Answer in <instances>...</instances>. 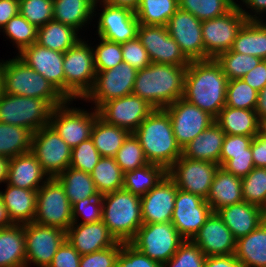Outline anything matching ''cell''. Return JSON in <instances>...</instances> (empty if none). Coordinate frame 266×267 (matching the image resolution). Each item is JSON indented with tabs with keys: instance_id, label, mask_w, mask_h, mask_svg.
<instances>
[{
	"instance_id": "cell-59",
	"label": "cell",
	"mask_w": 266,
	"mask_h": 267,
	"mask_svg": "<svg viewBox=\"0 0 266 267\" xmlns=\"http://www.w3.org/2000/svg\"><path fill=\"white\" fill-rule=\"evenodd\" d=\"M81 255L65 239L48 267H79Z\"/></svg>"
},
{
	"instance_id": "cell-62",
	"label": "cell",
	"mask_w": 266,
	"mask_h": 267,
	"mask_svg": "<svg viewBox=\"0 0 266 267\" xmlns=\"http://www.w3.org/2000/svg\"><path fill=\"white\" fill-rule=\"evenodd\" d=\"M240 1H242V3L241 2L240 4L236 3V5L238 6L239 10L245 15L247 20H263L262 13L266 14V0H240ZM245 6L246 8H244ZM248 9L250 12L248 11Z\"/></svg>"
},
{
	"instance_id": "cell-10",
	"label": "cell",
	"mask_w": 266,
	"mask_h": 267,
	"mask_svg": "<svg viewBox=\"0 0 266 267\" xmlns=\"http://www.w3.org/2000/svg\"><path fill=\"white\" fill-rule=\"evenodd\" d=\"M71 100L61 106L54 107L50 115L49 125L60 135L70 148L91 138L96 118L99 116L95 108L89 110L70 107ZM94 109V110H93Z\"/></svg>"
},
{
	"instance_id": "cell-15",
	"label": "cell",
	"mask_w": 266,
	"mask_h": 267,
	"mask_svg": "<svg viewBox=\"0 0 266 267\" xmlns=\"http://www.w3.org/2000/svg\"><path fill=\"white\" fill-rule=\"evenodd\" d=\"M164 110L171 118L173 133L181 149L215 122L213 116L184 98L176 100Z\"/></svg>"
},
{
	"instance_id": "cell-4",
	"label": "cell",
	"mask_w": 266,
	"mask_h": 267,
	"mask_svg": "<svg viewBox=\"0 0 266 267\" xmlns=\"http://www.w3.org/2000/svg\"><path fill=\"white\" fill-rule=\"evenodd\" d=\"M102 221L116 241L129 243L143 225L141 197L124 189L103 194Z\"/></svg>"
},
{
	"instance_id": "cell-38",
	"label": "cell",
	"mask_w": 266,
	"mask_h": 267,
	"mask_svg": "<svg viewBox=\"0 0 266 267\" xmlns=\"http://www.w3.org/2000/svg\"><path fill=\"white\" fill-rule=\"evenodd\" d=\"M56 179L61 183L71 206L89 197H98L94 181L89 173L68 167Z\"/></svg>"
},
{
	"instance_id": "cell-42",
	"label": "cell",
	"mask_w": 266,
	"mask_h": 267,
	"mask_svg": "<svg viewBox=\"0 0 266 267\" xmlns=\"http://www.w3.org/2000/svg\"><path fill=\"white\" fill-rule=\"evenodd\" d=\"M178 8V0H140L135 14L139 24L166 26Z\"/></svg>"
},
{
	"instance_id": "cell-3",
	"label": "cell",
	"mask_w": 266,
	"mask_h": 267,
	"mask_svg": "<svg viewBox=\"0 0 266 267\" xmlns=\"http://www.w3.org/2000/svg\"><path fill=\"white\" fill-rule=\"evenodd\" d=\"M149 163L168 170L181 156L171 118L164 109H154L133 132Z\"/></svg>"
},
{
	"instance_id": "cell-35",
	"label": "cell",
	"mask_w": 266,
	"mask_h": 267,
	"mask_svg": "<svg viewBox=\"0 0 266 267\" xmlns=\"http://www.w3.org/2000/svg\"><path fill=\"white\" fill-rule=\"evenodd\" d=\"M247 20L237 34L231 50L266 60V22Z\"/></svg>"
},
{
	"instance_id": "cell-69",
	"label": "cell",
	"mask_w": 266,
	"mask_h": 267,
	"mask_svg": "<svg viewBox=\"0 0 266 267\" xmlns=\"http://www.w3.org/2000/svg\"><path fill=\"white\" fill-rule=\"evenodd\" d=\"M3 93V60H0V95Z\"/></svg>"
},
{
	"instance_id": "cell-12",
	"label": "cell",
	"mask_w": 266,
	"mask_h": 267,
	"mask_svg": "<svg viewBox=\"0 0 266 267\" xmlns=\"http://www.w3.org/2000/svg\"><path fill=\"white\" fill-rule=\"evenodd\" d=\"M31 152L49 178H56L70 167L72 148L50 125L33 133Z\"/></svg>"
},
{
	"instance_id": "cell-30",
	"label": "cell",
	"mask_w": 266,
	"mask_h": 267,
	"mask_svg": "<svg viewBox=\"0 0 266 267\" xmlns=\"http://www.w3.org/2000/svg\"><path fill=\"white\" fill-rule=\"evenodd\" d=\"M98 5V0H53V20L80 32L96 18Z\"/></svg>"
},
{
	"instance_id": "cell-31",
	"label": "cell",
	"mask_w": 266,
	"mask_h": 267,
	"mask_svg": "<svg viewBox=\"0 0 266 267\" xmlns=\"http://www.w3.org/2000/svg\"><path fill=\"white\" fill-rule=\"evenodd\" d=\"M244 201L242 196V180L219 167L206 198L213 212L222 207Z\"/></svg>"
},
{
	"instance_id": "cell-37",
	"label": "cell",
	"mask_w": 266,
	"mask_h": 267,
	"mask_svg": "<svg viewBox=\"0 0 266 267\" xmlns=\"http://www.w3.org/2000/svg\"><path fill=\"white\" fill-rule=\"evenodd\" d=\"M129 134L126 129L108 124L98 116L92 129L91 139L101 157L114 158Z\"/></svg>"
},
{
	"instance_id": "cell-61",
	"label": "cell",
	"mask_w": 266,
	"mask_h": 267,
	"mask_svg": "<svg viewBox=\"0 0 266 267\" xmlns=\"http://www.w3.org/2000/svg\"><path fill=\"white\" fill-rule=\"evenodd\" d=\"M242 79L256 91L266 86V60H261L256 67L246 73Z\"/></svg>"
},
{
	"instance_id": "cell-22",
	"label": "cell",
	"mask_w": 266,
	"mask_h": 267,
	"mask_svg": "<svg viewBox=\"0 0 266 267\" xmlns=\"http://www.w3.org/2000/svg\"><path fill=\"white\" fill-rule=\"evenodd\" d=\"M178 188L166 175L154 188L141 196L143 224L171 222Z\"/></svg>"
},
{
	"instance_id": "cell-45",
	"label": "cell",
	"mask_w": 266,
	"mask_h": 267,
	"mask_svg": "<svg viewBox=\"0 0 266 267\" xmlns=\"http://www.w3.org/2000/svg\"><path fill=\"white\" fill-rule=\"evenodd\" d=\"M215 60L221 66L227 79L233 80L241 79L246 73L256 67L262 59L229 50L220 53Z\"/></svg>"
},
{
	"instance_id": "cell-21",
	"label": "cell",
	"mask_w": 266,
	"mask_h": 267,
	"mask_svg": "<svg viewBox=\"0 0 266 267\" xmlns=\"http://www.w3.org/2000/svg\"><path fill=\"white\" fill-rule=\"evenodd\" d=\"M169 35L178 43L190 60H204L202 21L178 8L166 25Z\"/></svg>"
},
{
	"instance_id": "cell-41",
	"label": "cell",
	"mask_w": 266,
	"mask_h": 267,
	"mask_svg": "<svg viewBox=\"0 0 266 267\" xmlns=\"http://www.w3.org/2000/svg\"><path fill=\"white\" fill-rule=\"evenodd\" d=\"M90 175L100 195L123 189L124 172L113 157H101Z\"/></svg>"
},
{
	"instance_id": "cell-55",
	"label": "cell",
	"mask_w": 266,
	"mask_h": 267,
	"mask_svg": "<svg viewBox=\"0 0 266 267\" xmlns=\"http://www.w3.org/2000/svg\"><path fill=\"white\" fill-rule=\"evenodd\" d=\"M121 48L123 62L131 65L137 71L142 70L151 64L148 53L138 37L122 43Z\"/></svg>"
},
{
	"instance_id": "cell-53",
	"label": "cell",
	"mask_w": 266,
	"mask_h": 267,
	"mask_svg": "<svg viewBox=\"0 0 266 267\" xmlns=\"http://www.w3.org/2000/svg\"><path fill=\"white\" fill-rule=\"evenodd\" d=\"M73 223H96L102 220V195L78 201L72 206ZM82 217V222L78 221Z\"/></svg>"
},
{
	"instance_id": "cell-50",
	"label": "cell",
	"mask_w": 266,
	"mask_h": 267,
	"mask_svg": "<svg viewBox=\"0 0 266 267\" xmlns=\"http://www.w3.org/2000/svg\"><path fill=\"white\" fill-rule=\"evenodd\" d=\"M19 13L39 28L53 20V0H19Z\"/></svg>"
},
{
	"instance_id": "cell-49",
	"label": "cell",
	"mask_w": 266,
	"mask_h": 267,
	"mask_svg": "<svg viewBox=\"0 0 266 267\" xmlns=\"http://www.w3.org/2000/svg\"><path fill=\"white\" fill-rule=\"evenodd\" d=\"M99 44L94 45V65L96 72L114 68L123 62L122 48L120 43L112 42L99 37Z\"/></svg>"
},
{
	"instance_id": "cell-26",
	"label": "cell",
	"mask_w": 266,
	"mask_h": 267,
	"mask_svg": "<svg viewBox=\"0 0 266 267\" xmlns=\"http://www.w3.org/2000/svg\"><path fill=\"white\" fill-rule=\"evenodd\" d=\"M216 213L236 240L248 235L266 220V211L245 201L222 207Z\"/></svg>"
},
{
	"instance_id": "cell-23",
	"label": "cell",
	"mask_w": 266,
	"mask_h": 267,
	"mask_svg": "<svg viewBox=\"0 0 266 267\" xmlns=\"http://www.w3.org/2000/svg\"><path fill=\"white\" fill-rule=\"evenodd\" d=\"M16 55L46 78L65 97L64 53L33 43Z\"/></svg>"
},
{
	"instance_id": "cell-52",
	"label": "cell",
	"mask_w": 266,
	"mask_h": 267,
	"mask_svg": "<svg viewBox=\"0 0 266 267\" xmlns=\"http://www.w3.org/2000/svg\"><path fill=\"white\" fill-rule=\"evenodd\" d=\"M101 155L89 138L72 148L70 167L91 174Z\"/></svg>"
},
{
	"instance_id": "cell-40",
	"label": "cell",
	"mask_w": 266,
	"mask_h": 267,
	"mask_svg": "<svg viewBox=\"0 0 266 267\" xmlns=\"http://www.w3.org/2000/svg\"><path fill=\"white\" fill-rule=\"evenodd\" d=\"M32 138L29 129L0 122V156L10 159L31 151Z\"/></svg>"
},
{
	"instance_id": "cell-67",
	"label": "cell",
	"mask_w": 266,
	"mask_h": 267,
	"mask_svg": "<svg viewBox=\"0 0 266 267\" xmlns=\"http://www.w3.org/2000/svg\"><path fill=\"white\" fill-rule=\"evenodd\" d=\"M13 223L11 222L6 207L2 202L0 197V229L12 226Z\"/></svg>"
},
{
	"instance_id": "cell-36",
	"label": "cell",
	"mask_w": 266,
	"mask_h": 267,
	"mask_svg": "<svg viewBox=\"0 0 266 267\" xmlns=\"http://www.w3.org/2000/svg\"><path fill=\"white\" fill-rule=\"evenodd\" d=\"M78 34L80 33L73 27L51 20L38 28L36 43L53 51L65 53L83 38Z\"/></svg>"
},
{
	"instance_id": "cell-33",
	"label": "cell",
	"mask_w": 266,
	"mask_h": 267,
	"mask_svg": "<svg viewBox=\"0 0 266 267\" xmlns=\"http://www.w3.org/2000/svg\"><path fill=\"white\" fill-rule=\"evenodd\" d=\"M234 255L243 267H266V220L236 240Z\"/></svg>"
},
{
	"instance_id": "cell-28",
	"label": "cell",
	"mask_w": 266,
	"mask_h": 267,
	"mask_svg": "<svg viewBox=\"0 0 266 267\" xmlns=\"http://www.w3.org/2000/svg\"><path fill=\"white\" fill-rule=\"evenodd\" d=\"M5 184V191H0V197L11 222L22 225L33 222L36 215L37 191Z\"/></svg>"
},
{
	"instance_id": "cell-34",
	"label": "cell",
	"mask_w": 266,
	"mask_h": 267,
	"mask_svg": "<svg viewBox=\"0 0 266 267\" xmlns=\"http://www.w3.org/2000/svg\"><path fill=\"white\" fill-rule=\"evenodd\" d=\"M0 267H26L24 224L0 229Z\"/></svg>"
},
{
	"instance_id": "cell-17",
	"label": "cell",
	"mask_w": 266,
	"mask_h": 267,
	"mask_svg": "<svg viewBox=\"0 0 266 267\" xmlns=\"http://www.w3.org/2000/svg\"><path fill=\"white\" fill-rule=\"evenodd\" d=\"M137 37L146 49L151 62L188 66L190 60L178 43L169 35L166 26L139 24Z\"/></svg>"
},
{
	"instance_id": "cell-11",
	"label": "cell",
	"mask_w": 266,
	"mask_h": 267,
	"mask_svg": "<svg viewBox=\"0 0 266 267\" xmlns=\"http://www.w3.org/2000/svg\"><path fill=\"white\" fill-rule=\"evenodd\" d=\"M246 21L237 5L222 16L202 21L204 60L215 59L220 53L231 50Z\"/></svg>"
},
{
	"instance_id": "cell-27",
	"label": "cell",
	"mask_w": 266,
	"mask_h": 267,
	"mask_svg": "<svg viewBox=\"0 0 266 267\" xmlns=\"http://www.w3.org/2000/svg\"><path fill=\"white\" fill-rule=\"evenodd\" d=\"M48 179L49 176L31 151L9 159L7 184L38 191Z\"/></svg>"
},
{
	"instance_id": "cell-20",
	"label": "cell",
	"mask_w": 266,
	"mask_h": 267,
	"mask_svg": "<svg viewBox=\"0 0 266 267\" xmlns=\"http://www.w3.org/2000/svg\"><path fill=\"white\" fill-rule=\"evenodd\" d=\"M102 6L101 13H97V34L106 40L124 43L137 37L139 26L134 11L129 8L113 6L98 0Z\"/></svg>"
},
{
	"instance_id": "cell-32",
	"label": "cell",
	"mask_w": 266,
	"mask_h": 267,
	"mask_svg": "<svg viewBox=\"0 0 266 267\" xmlns=\"http://www.w3.org/2000/svg\"><path fill=\"white\" fill-rule=\"evenodd\" d=\"M217 125L228 135L254 137L265 126L259 121L255 110L224 106L215 118Z\"/></svg>"
},
{
	"instance_id": "cell-5",
	"label": "cell",
	"mask_w": 266,
	"mask_h": 267,
	"mask_svg": "<svg viewBox=\"0 0 266 267\" xmlns=\"http://www.w3.org/2000/svg\"><path fill=\"white\" fill-rule=\"evenodd\" d=\"M3 92L10 95L40 98L52 108L61 106L67 101L53 84L17 55L12 59L3 60Z\"/></svg>"
},
{
	"instance_id": "cell-19",
	"label": "cell",
	"mask_w": 266,
	"mask_h": 267,
	"mask_svg": "<svg viewBox=\"0 0 266 267\" xmlns=\"http://www.w3.org/2000/svg\"><path fill=\"white\" fill-rule=\"evenodd\" d=\"M212 212L204 198L178 189L171 222L185 240H192Z\"/></svg>"
},
{
	"instance_id": "cell-16",
	"label": "cell",
	"mask_w": 266,
	"mask_h": 267,
	"mask_svg": "<svg viewBox=\"0 0 266 267\" xmlns=\"http://www.w3.org/2000/svg\"><path fill=\"white\" fill-rule=\"evenodd\" d=\"M26 267H48L59 246L66 239V231L34 222L24 224Z\"/></svg>"
},
{
	"instance_id": "cell-18",
	"label": "cell",
	"mask_w": 266,
	"mask_h": 267,
	"mask_svg": "<svg viewBox=\"0 0 266 267\" xmlns=\"http://www.w3.org/2000/svg\"><path fill=\"white\" fill-rule=\"evenodd\" d=\"M153 110L144 99L133 93L105 102L97 109L99 117L106 123L129 133H133Z\"/></svg>"
},
{
	"instance_id": "cell-63",
	"label": "cell",
	"mask_w": 266,
	"mask_h": 267,
	"mask_svg": "<svg viewBox=\"0 0 266 267\" xmlns=\"http://www.w3.org/2000/svg\"><path fill=\"white\" fill-rule=\"evenodd\" d=\"M19 13V0H0V32L7 22Z\"/></svg>"
},
{
	"instance_id": "cell-64",
	"label": "cell",
	"mask_w": 266,
	"mask_h": 267,
	"mask_svg": "<svg viewBox=\"0 0 266 267\" xmlns=\"http://www.w3.org/2000/svg\"><path fill=\"white\" fill-rule=\"evenodd\" d=\"M203 267H243L234 254L225 256H207Z\"/></svg>"
},
{
	"instance_id": "cell-56",
	"label": "cell",
	"mask_w": 266,
	"mask_h": 267,
	"mask_svg": "<svg viewBox=\"0 0 266 267\" xmlns=\"http://www.w3.org/2000/svg\"><path fill=\"white\" fill-rule=\"evenodd\" d=\"M117 267H162V264L150 259L130 243H123L117 259Z\"/></svg>"
},
{
	"instance_id": "cell-47",
	"label": "cell",
	"mask_w": 266,
	"mask_h": 267,
	"mask_svg": "<svg viewBox=\"0 0 266 267\" xmlns=\"http://www.w3.org/2000/svg\"><path fill=\"white\" fill-rule=\"evenodd\" d=\"M258 91L250 87L242 78L228 80L225 106L255 110Z\"/></svg>"
},
{
	"instance_id": "cell-60",
	"label": "cell",
	"mask_w": 266,
	"mask_h": 267,
	"mask_svg": "<svg viewBox=\"0 0 266 267\" xmlns=\"http://www.w3.org/2000/svg\"><path fill=\"white\" fill-rule=\"evenodd\" d=\"M251 151L254 167L266 168V128L253 137Z\"/></svg>"
},
{
	"instance_id": "cell-57",
	"label": "cell",
	"mask_w": 266,
	"mask_h": 267,
	"mask_svg": "<svg viewBox=\"0 0 266 267\" xmlns=\"http://www.w3.org/2000/svg\"><path fill=\"white\" fill-rule=\"evenodd\" d=\"M252 140L251 136L225 134L220 155V167L231 159L232 155L249 154Z\"/></svg>"
},
{
	"instance_id": "cell-65",
	"label": "cell",
	"mask_w": 266,
	"mask_h": 267,
	"mask_svg": "<svg viewBox=\"0 0 266 267\" xmlns=\"http://www.w3.org/2000/svg\"><path fill=\"white\" fill-rule=\"evenodd\" d=\"M255 113L259 121L266 126V86L258 92Z\"/></svg>"
},
{
	"instance_id": "cell-54",
	"label": "cell",
	"mask_w": 266,
	"mask_h": 267,
	"mask_svg": "<svg viewBox=\"0 0 266 267\" xmlns=\"http://www.w3.org/2000/svg\"><path fill=\"white\" fill-rule=\"evenodd\" d=\"M123 242L117 241L104 250L81 255L79 267H117L118 255Z\"/></svg>"
},
{
	"instance_id": "cell-8",
	"label": "cell",
	"mask_w": 266,
	"mask_h": 267,
	"mask_svg": "<svg viewBox=\"0 0 266 267\" xmlns=\"http://www.w3.org/2000/svg\"><path fill=\"white\" fill-rule=\"evenodd\" d=\"M184 241L173 223L165 222L143 224L129 243L163 265L172 258Z\"/></svg>"
},
{
	"instance_id": "cell-14",
	"label": "cell",
	"mask_w": 266,
	"mask_h": 267,
	"mask_svg": "<svg viewBox=\"0 0 266 267\" xmlns=\"http://www.w3.org/2000/svg\"><path fill=\"white\" fill-rule=\"evenodd\" d=\"M220 165L208 161L191 160L181 156L168 170L167 175L178 189L196 194L206 200Z\"/></svg>"
},
{
	"instance_id": "cell-25",
	"label": "cell",
	"mask_w": 266,
	"mask_h": 267,
	"mask_svg": "<svg viewBox=\"0 0 266 267\" xmlns=\"http://www.w3.org/2000/svg\"><path fill=\"white\" fill-rule=\"evenodd\" d=\"M66 240L80 255L104 250L117 242L102 220L86 224L72 223L66 231Z\"/></svg>"
},
{
	"instance_id": "cell-46",
	"label": "cell",
	"mask_w": 266,
	"mask_h": 267,
	"mask_svg": "<svg viewBox=\"0 0 266 267\" xmlns=\"http://www.w3.org/2000/svg\"><path fill=\"white\" fill-rule=\"evenodd\" d=\"M241 180L243 200L266 211V168L255 167Z\"/></svg>"
},
{
	"instance_id": "cell-51",
	"label": "cell",
	"mask_w": 266,
	"mask_h": 267,
	"mask_svg": "<svg viewBox=\"0 0 266 267\" xmlns=\"http://www.w3.org/2000/svg\"><path fill=\"white\" fill-rule=\"evenodd\" d=\"M206 256L192 240H185L162 267H203Z\"/></svg>"
},
{
	"instance_id": "cell-13",
	"label": "cell",
	"mask_w": 266,
	"mask_h": 267,
	"mask_svg": "<svg viewBox=\"0 0 266 267\" xmlns=\"http://www.w3.org/2000/svg\"><path fill=\"white\" fill-rule=\"evenodd\" d=\"M136 75L137 70L126 62L96 72L93 87L82 100L92 102L97 110L105 102L132 94Z\"/></svg>"
},
{
	"instance_id": "cell-9",
	"label": "cell",
	"mask_w": 266,
	"mask_h": 267,
	"mask_svg": "<svg viewBox=\"0 0 266 267\" xmlns=\"http://www.w3.org/2000/svg\"><path fill=\"white\" fill-rule=\"evenodd\" d=\"M34 223L64 231L72 225V206L56 178H49L37 191Z\"/></svg>"
},
{
	"instance_id": "cell-2",
	"label": "cell",
	"mask_w": 266,
	"mask_h": 267,
	"mask_svg": "<svg viewBox=\"0 0 266 267\" xmlns=\"http://www.w3.org/2000/svg\"><path fill=\"white\" fill-rule=\"evenodd\" d=\"M187 66L151 62L137 71L132 93L154 109H164L183 98Z\"/></svg>"
},
{
	"instance_id": "cell-58",
	"label": "cell",
	"mask_w": 266,
	"mask_h": 267,
	"mask_svg": "<svg viewBox=\"0 0 266 267\" xmlns=\"http://www.w3.org/2000/svg\"><path fill=\"white\" fill-rule=\"evenodd\" d=\"M221 167L236 177L241 179L244 178L251 170L255 168L251 145L249 146V154L232 155V158L226 161Z\"/></svg>"
},
{
	"instance_id": "cell-1",
	"label": "cell",
	"mask_w": 266,
	"mask_h": 267,
	"mask_svg": "<svg viewBox=\"0 0 266 267\" xmlns=\"http://www.w3.org/2000/svg\"><path fill=\"white\" fill-rule=\"evenodd\" d=\"M227 83V76L215 59L190 61L183 98L216 118L225 106Z\"/></svg>"
},
{
	"instance_id": "cell-43",
	"label": "cell",
	"mask_w": 266,
	"mask_h": 267,
	"mask_svg": "<svg viewBox=\"0 0 266 267\" xmlns=\"http://www.w3.org/2000/svg\"><path fill=\"white\" fill-rule=\"evenodd\" d=\"M15 45L19 54L24 48L37 42L38 28L25 19L20 13L12 17L1 29Z\"/></svg>"
},
{
	"instance_id": "cell-68",
	"label": "cell",
	"mask_w": 266,
	"mask_h": 267,
	"mask_svg": "<svg viewBox=\"0 0 266 267\" xmlns=\"http://www.w3.org/2000/svg\"><path fill=\"white\" fill-rule=\"evenodd\" d=\"M8 165L9 159L3 156H0V184L6 183L7 174H8Z\"/></svg>"
},
{
	"instance_id": "cell-39",
	"label": "cell",
	"mask_w": 266,
	"mask_h": 267,
	"mask_svg": "<svg viewBox=\"0 0 266 267\" xmlns=\"http://www.w3.org/2000/svg\"><path fill=\"white\" fill-rule=\"evenodd\" d=\"M167 170L160 165H147L124 173L123 189L135 195L143 196L154 188L165 176Z\"/></svg>"
},
{
	"instance_id": "cell-7",
	"label": "cell",
	"mask_w": 266,
	"mask_h": 267,
	"mask_svg": "<svg viewBox=\"0 0 266 267\" xmlns=\"http://www.w3.org/2000/svg\"><path fill=\"white\" fill-rule=\"evenodd\" d=\"M52 107L43 99L10 95H0V122L21 126L32 133L49 125Z\"/></svg>"
},
{
	"instance_id": "cell-66",
	"label": "cell",
	"mask_w": 266,
	"mask_h": 267,
	"mask_svg": "<svg viewBox=\"0 0 266 267\" xmlns=\"http://www.w3.org/2000/svg\"><path fill=\"white\" fill-rule=\"evenodd\" d=\"M102 1L113 6L129 8L134 12L136 11L140 2V0H102Z\"/></svg>"
},
{
	"instance_id": "cell-24",
	"label": "cell",
	"mask_w": 266,
	"mask_h": 267,
	"mask_svg": "<svg viewBox=\"0 0 266 267\" xmlns=\"http://www.w3.org/2000/svg\"><path fill=\"white\" fill-rule=\"evenodd\" d=\"M192 241L207 256L235 253L236 239L216 212H212Z\"/></svg>"
},
{
	"instance_id": "cell-6",
	"label": "cell",
	"mask_w": 266,
	"mask_h": 267,
	"mask_svg": "<svg viewBox=\"0 0 266 267\" xmlns=\"http://www.w3.org/2000/svg\"><path fill=\"white\" fill-rule=\"evenodd\" d=\"M85 39H80L64 53L65 98L82 100L92 89L96 69L93 48Z\"/></svg>"
},
{
	"instance_id": "cell-44",
	"label": "cell",
	"mask_w": 266,
	"mask_h": 267,
	"mask_svg": "<svg viewBox=\"0 0 266 267\" xmlns=\"http://www.w3.org/2000/svg\"><path fill=\"white\" fill-rule=\"evenodd\" d=\"M178 5L200 21H205L226 14L236 3L233 0H178Z\"/></svg>"
},
{
	"instance_id": "cell-48",
	"label": "cell",
	"mask_w": 266,
	"mask_h": 267,
	"mask_svg": "<svg viewBox=\"0 0 266 267\" xmlns=\"http://www.w3.org/2000/svg\"><path fill=\"white\" fill-rule=\"evenodd\" d=\"M115 161L125 173L147 165L143 148L133 133L124 140L122 147L115 155Z\"/></svg>"
},
{
	"instance_id": "cell-29",
	"label": "cell",
	"mask_w": 266,
	"mask_h": 267,
	"mask_svg": "<svg viewBox=\"0 0 266 267\" xmlns=\"http://www.w3.org/2000/svg\"><path fill=\"white\" fill-rule=\"evenodd\" d=\"M225 132L214 122L193 141L182 148V156L191 160H201L220 165Z\"/></svg>"
}]
</instances>
